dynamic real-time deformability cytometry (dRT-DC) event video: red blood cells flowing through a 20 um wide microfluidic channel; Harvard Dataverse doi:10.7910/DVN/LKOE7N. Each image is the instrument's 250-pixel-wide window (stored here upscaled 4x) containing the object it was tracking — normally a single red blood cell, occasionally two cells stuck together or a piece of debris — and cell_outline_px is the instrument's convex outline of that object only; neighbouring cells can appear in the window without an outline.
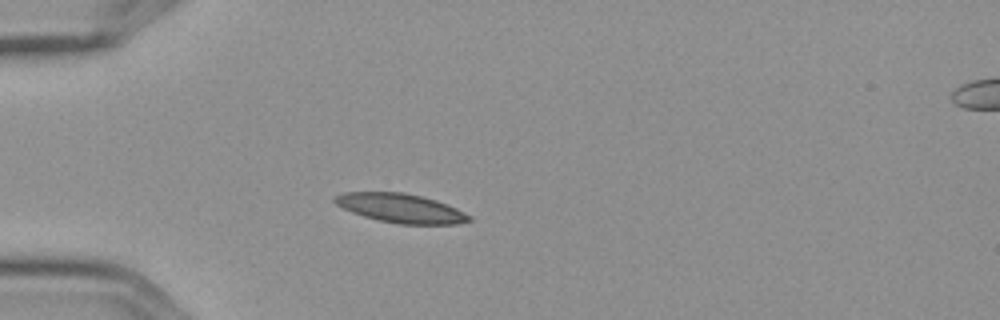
{"species": "Egyptian fruit bat (a non-hibernating species)", "species_latin": "Rousettus aegyptiacus", "temperature_condition": "cold", "stored_images_in_passage": 5, "camera_frame_rate_fps": 3000, "um_per_image_px": 0.085, "frame": {"image": 1, "passage_image": 3, "time_ms": 0.667, "image_size_px": [1000, 320], "cell_outline_px": [[472, 220], [456, 224], [400, 224], [380, 220], [364, 216], [352, 212], [336, 204], [332, 200], [332, 196], [344, 192], [404, 192], [436, 200], [448, 204], [472, 216]], "centroid_in_image_um": [34.06, 17.69], "position_along_channel_um": 50.9, "area_um2": 22.72}}
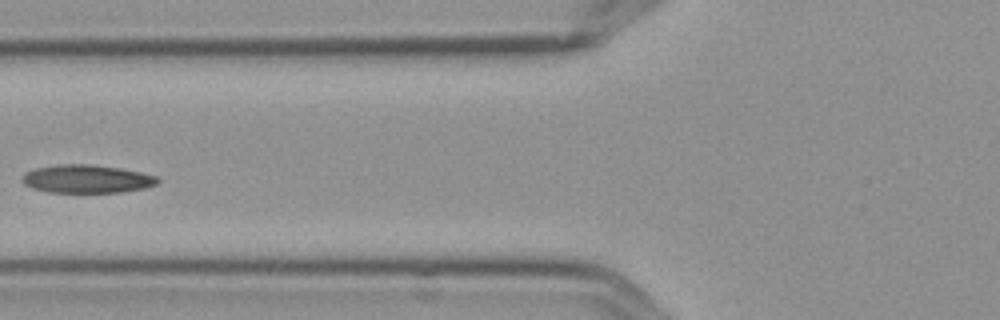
{"frame": {"image": 2, "passage_image": 5, "time_ms": 1.333, "image_size_px": [1000, 320], "cell_outline_px": [[160, 180], [156, 184], [144, 188], [120, 192], [48, 192], [32, 188], [24, 184], [20, 180], [20, 176], [36, 168], [56, 164], [92, 164], [120, 168], [140, 172], [156, 176]], "centroid_in_image_um": [7.34, 15.2], "position_along_channel_um": 118.5, "area_um2": 22.25}}